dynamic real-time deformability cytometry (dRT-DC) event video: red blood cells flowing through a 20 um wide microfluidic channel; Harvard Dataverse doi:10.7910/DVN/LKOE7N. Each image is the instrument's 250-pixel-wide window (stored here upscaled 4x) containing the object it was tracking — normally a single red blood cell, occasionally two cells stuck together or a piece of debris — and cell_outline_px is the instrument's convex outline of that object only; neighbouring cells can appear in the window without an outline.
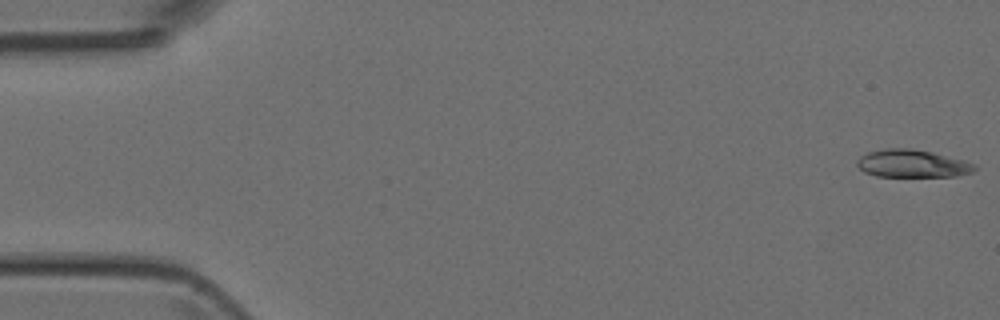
{"species": "Egyptian fruit bat (a non-hibernating species)", "species_latin": "Rousettus aegyptiacus", "temperature_condition": "room temperature", "stored_images_in_passage": 6, "camera_frame_rate_fps": 3000, "um_per_image_px": 0.085, "animal": {"sex": "female"}, "frame": {"image": 1, "passage_image": 1, "time_ms": 0.0, "image_size_px": [1000, 320], "cell_outline_px": [[976, 168], [972, 172], [956, 176], [876, 176], [864, 172], [856, 164], [856, 160], [860, 156], [868, 152], [884, 148], [912, 148], [932, 152], [960, 160], [972, 164]], "centroid_in_image_um": [77.46, 13.9], "position_along_channel_um": 7.5, "area_um2": 18.73}}
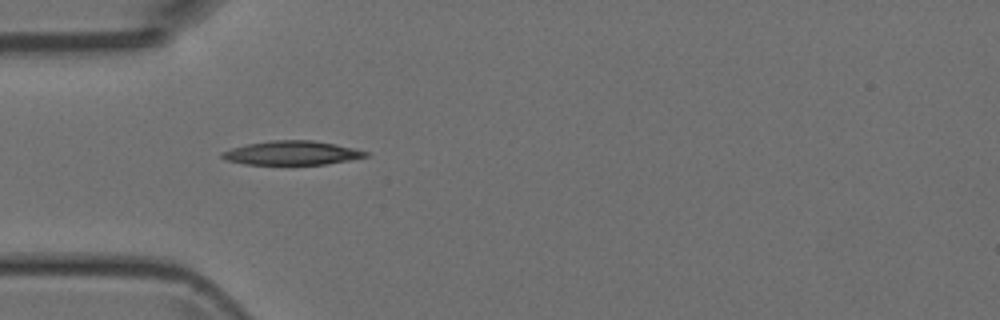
{"frame": {"image": 2, "passage_image": 5, "time_ms": 4.667, "image_size_px": [1000, 320], "cell_outline_px": [[368, 156], [352, 160], [324, 164], [244, 164], [224, 160], [220, 156], [220, 152], [232, 148], [248, 144], [272, 140], [312, 140], [336, 144], [368, 152]], "centroid_in_image_um": [24.78, 13.0], "position_along_channel_um": 60.2, "area_um2": 20.0}}
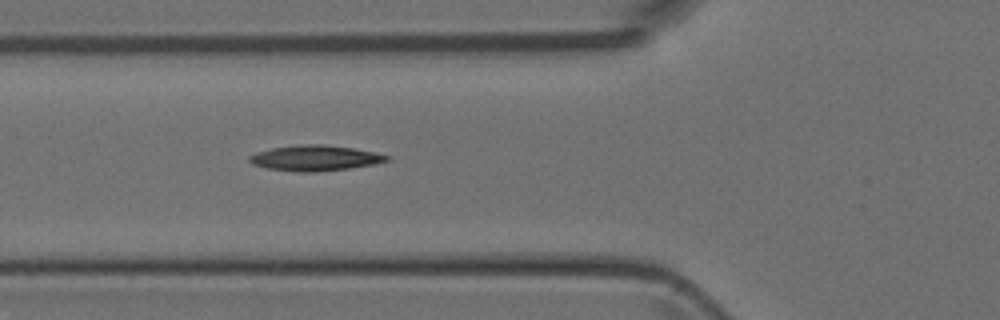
{"frame": {"image": 3, "passage_image": 6, "time_ms": 5.667, "image_size_px": [1000, 320], "cell_outline_px": [[392, 160], [372, 164], [348, 168], [316, 172], [300, 172], [268, 168], [252, 164], [248, 160], [248, 156], [256, 152], [272, 148], [300, 144], [320, 144], [352, 148], [372, 152], [388, 156]], "centroid_in_image_um": [26.73, 13.43], "position_along_channel_um": 99.1, "area_um2": 20.17}}